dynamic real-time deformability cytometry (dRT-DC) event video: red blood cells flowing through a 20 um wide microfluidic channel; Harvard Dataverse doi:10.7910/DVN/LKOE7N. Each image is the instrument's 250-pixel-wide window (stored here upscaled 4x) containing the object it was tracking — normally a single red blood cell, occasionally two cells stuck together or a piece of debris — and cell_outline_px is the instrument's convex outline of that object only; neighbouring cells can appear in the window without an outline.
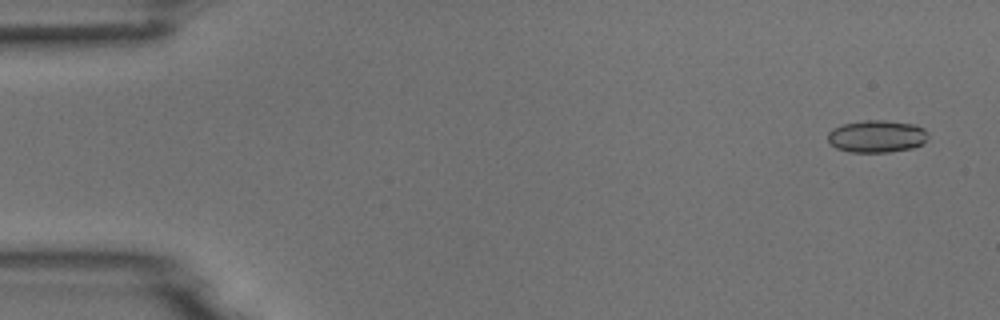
{"species": "common noctule bat (a hibernating species)", "species_latin": "Nyctalus noctula", "temperature_condition": "room temperature", "stored_images_in_passage": 52, "camera_frame_rate_fps": 3000, "um_per_image_px": 0.085, "animal": {"sex": "male", "body_mass_g": 18.8}, "frame": {"image": 1, "passage_image": 3, "time_ms": 0.667, "image_size_px": [1000, 320], "cell_outline_px": [[928, 140], [912, 148], [888, 152], [848, 152], [836, 148], [828, 140], [828, 132], [832, 128], [844, 124], [864, 120], [884, 120], [916, 124], [924, 128], [928, 136]], "centroid_in_image_um": [74.53, 11.58], "position_along_channel_um": 10.5, "area_um2": 18.96}}
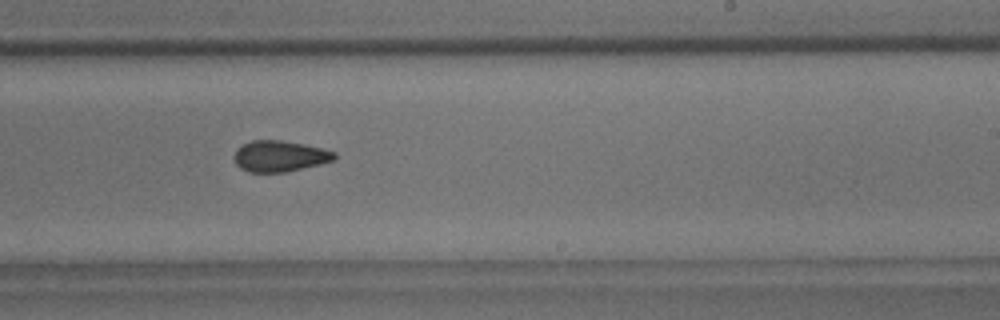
{"frame": {"image": 2, "passage_image": 32, "time_ms": 10.333, "image_size_px": [1000, 320], "cell_outline_px": [[336, 160], [288, 172], [248, 172], [240, 168], [236, 164], [232, 156], [236, 148], [252, 140], [280, 140], [304, 144], [336, 152]], "centroid_in_image_um": [23.75, 13.28], "position_along_channel_um": 265.2, "area_um2": 18.32}}
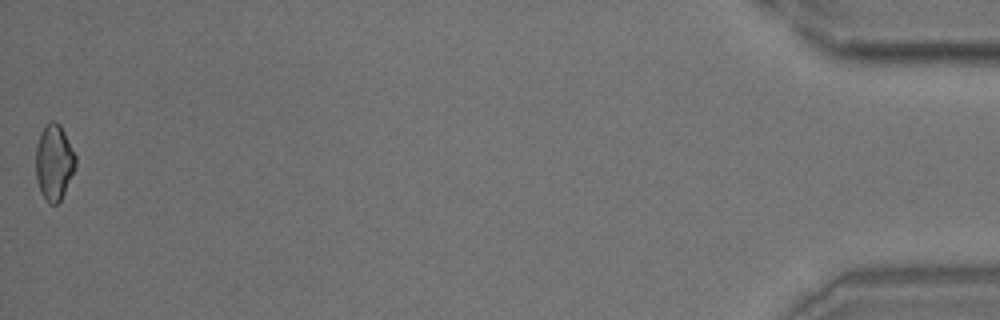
{"frame": {"image": 3, "passage_image": 52, "time_ms": 17.0, "image_size_px": [1000, 320], "cell_outline_px": [[76, 164], [64, 192], [60, 200], [56, 204], [48, 204], [40, 192], [36, 180], [36, 144], [40, 132], [48, 120], [56, 120], [60, 124], [76, 156]], "centroid_in_image_um": [4.57, 13.76], "position_along_channel_um": 430.6, "area_um2": 17.63}}